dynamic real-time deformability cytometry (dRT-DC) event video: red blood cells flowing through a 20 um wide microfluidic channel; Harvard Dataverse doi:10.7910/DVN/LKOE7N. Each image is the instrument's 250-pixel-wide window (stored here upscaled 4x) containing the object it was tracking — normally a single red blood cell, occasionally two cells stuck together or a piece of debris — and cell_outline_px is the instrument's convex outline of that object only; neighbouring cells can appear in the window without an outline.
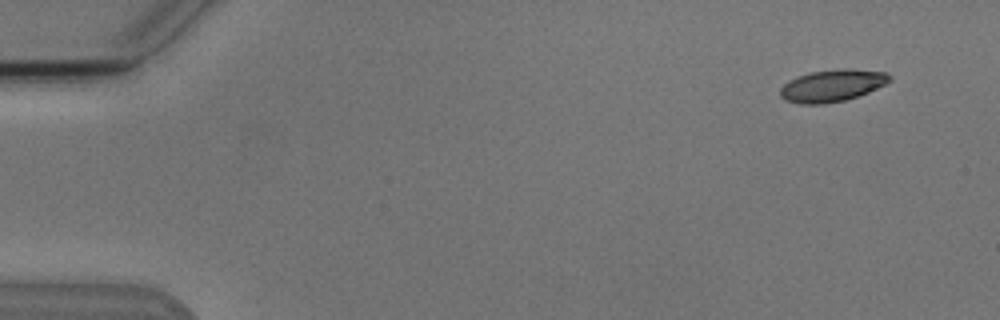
{"species": "Egyptian fruit bat (a non-hibernating species)", "species_latin": "Rousettus aegyptiacus", "temperature_condition": "cold", "stored_images_in_passage": 7, "camera_frame_rate_fps": 3000, "um_per_image_px": 0.085, "animal": {"sex": "male"}, "frame": {"image": 1, "passage_image": 1, "time_ms": 0.0, "image_size_px": [1000, 320], "cell_outline_px": [[892, 80], [868, 92], [844, 100], [824, 104], [800, 104], [784, 100], [780, 96], [780, 88], [784, 84], [800, 76], [812, 72], [844, 68], [848, 68], [888, 72], [892, 76]], "centroid_in_image_um": [70.76, 7.27], "position_along_channel_um": 14.2, "area_um2": 20.29}}
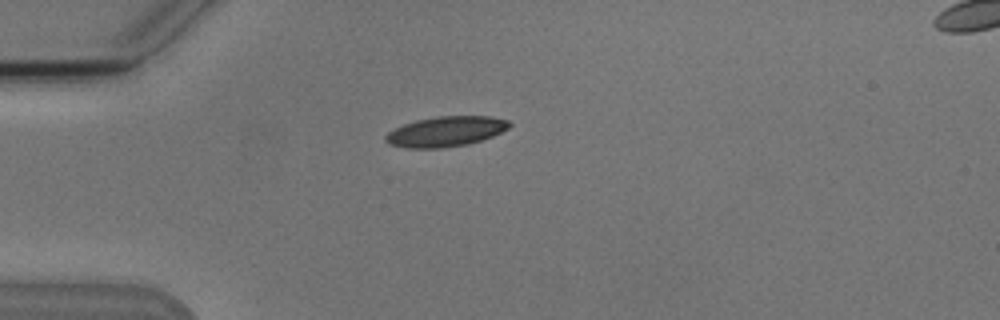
{"frame": {"image": 2, "passage_image": 4, "time_ms": 3.667, "image_size_px": [1000, 320], "cell_outline_px": [[512, 124], [508, 128], [492, 136], [468, 144], [440, 148], [404, 148], [388, 144], [384, 140], [384, 136], [388, 132], [404, 124], [416, 120], [436, 116], [488, 116], [508, 120]], "centroid_in_image_um": [37.85, 11.18], "position_along_channel_um": 47.1, "area_um2": 21.73}}
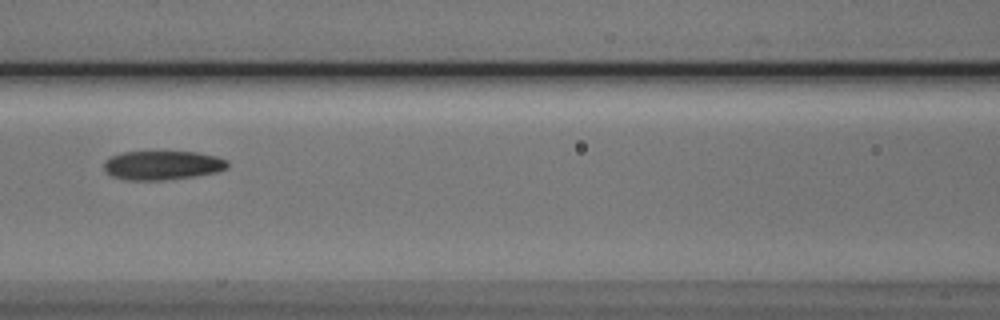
{"frame": {"image": 3, "passage_image": 7, "time_ms": 7.0, "image_size_px": [1000, 320], "cell_outline_px": [[228, 168], [216, 172], [192, 176], [164, 180], [124, 180], [112, 176], [104, 172], [104, 160], [112, 156], [124, 152], [196, 152], [216, 156], [228, 160]], "centroid_in_image_um": [13.78, 14.05], "position_along_channel_um": 152.8, "area_um2": 20.92}}